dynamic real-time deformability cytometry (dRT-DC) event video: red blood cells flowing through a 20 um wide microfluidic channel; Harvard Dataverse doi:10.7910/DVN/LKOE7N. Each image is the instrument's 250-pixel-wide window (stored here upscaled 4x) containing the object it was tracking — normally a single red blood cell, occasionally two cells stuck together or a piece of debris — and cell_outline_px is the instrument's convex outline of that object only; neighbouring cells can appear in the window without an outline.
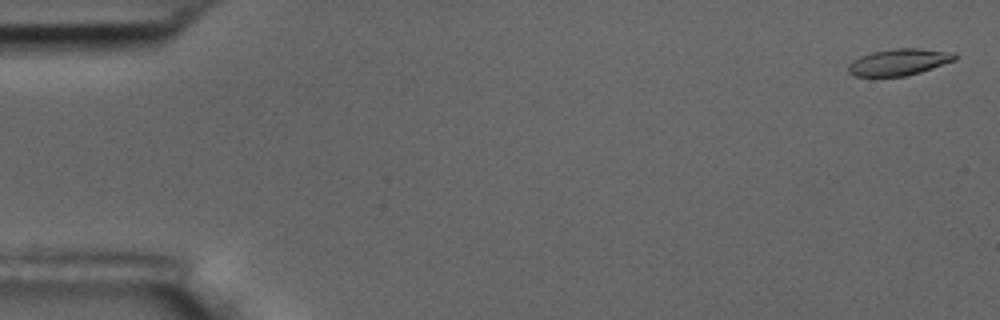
{"species": "common noctule bat (a hibernating species)", "species_latin": "Nyctalus noctula", "temperature_condition": "room temperature", "stored_images_in_passage": 10, "camera_frame_rate_fps": 3000, "um_per_image_px": 0.085, "animal": {"sex": "male", "body_mass_g": 17.5, "forearm_length_mm": 52.3}, "frame": {"image": 1, "passage_image": 1, "time_ms": 0.0, "image_size_px": [1000, 320], "cell_outline_px": [[956, 60], [920, 72], [904, 76], [856, 76], [848, 72], [848, 64], [852, 60], [860, 56], [872, 52], [896, 48], [916, 48], [956, 52]], "centroid_in_image_um": [76.42, 5.27], "position_along_channel_um": 8.6, "area_um2": 16.47}}
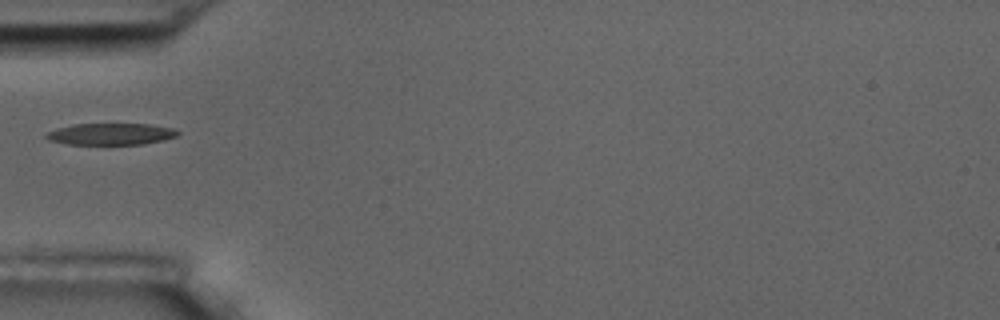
{"frame": {"image": 2, "passage_image": 6, "time_ms": 5.667, "image_size_px": [1000, 320], "cell_outline_px": [[180, 132], [176, 136], [164, 140], [144, 144], [68, 144], [48, 140], [44, 136], [44, 132], [56, 128], [72, 124], [152, 124], [176, 128]], "centroid_in_image_um": [9.41, 11.38], "position_along_channel_um": 75.6, "area_um2": 16.82}}
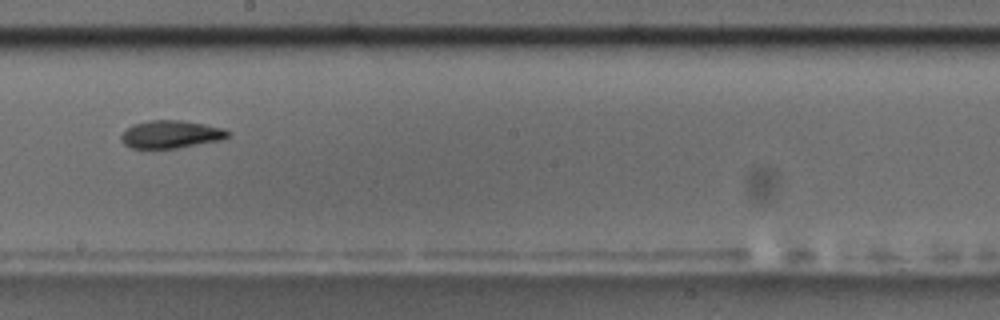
{"frame": {"image": 3, "passage_image": 10, "time_ms": 10.0, "image_size_px": [1000, 320], "cell_outline_px": [[232, 132], [228, 136], [220, 140], [176, 148], [132, 148], [124, 144], [120, 136], [132, 124], [148, 120], [184, 120], [224, 128]], "centroid_in_image_um": [14.54, 11.4], "position_along_channel_um": 233.7, "area_um2": 17.22}}